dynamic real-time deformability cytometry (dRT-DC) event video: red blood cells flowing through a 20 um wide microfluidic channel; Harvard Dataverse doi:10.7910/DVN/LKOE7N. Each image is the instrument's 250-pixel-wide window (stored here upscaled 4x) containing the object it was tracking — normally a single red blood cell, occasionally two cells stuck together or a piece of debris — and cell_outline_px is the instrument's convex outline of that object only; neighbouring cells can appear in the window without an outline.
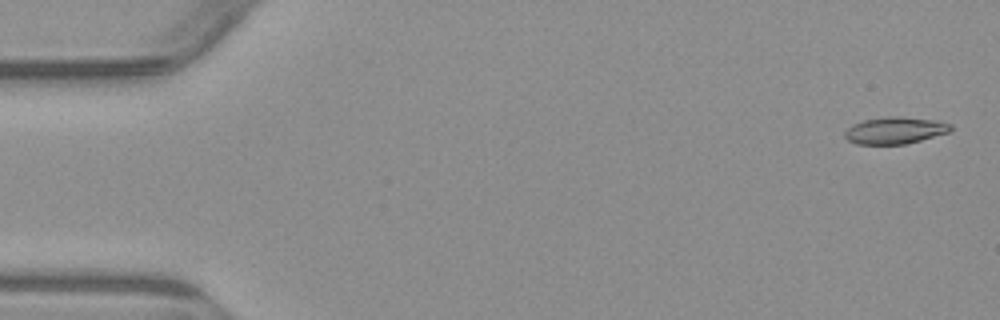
{"species": "common noctule bat (a hibernating species)", "species_latin": "Nyctalus noctula", "temperature_condition": "warm", "stored_images_in_passage": 7, "camera_frame_rate_fps": 3000, "um_per_image_px": 0.085, "animal": {"sex": "male", "body_mass_g": 23.1, "forearm_length_mm": 52.7}, "frame": {"image": 1, "passage_image": 1, "time_ms": 0.0, "image_size_px": [1000, 320], "cell_outline_px": [[952, 128], [948, 132], [920, 140], [904, 144], [856, 144], [848, 140], [844, 136], [844, 132], [852, 124], [864, 120], [888, 116], [900, 116], [936, 120], [952, 124]], "centroid_in_image_um": [76.06, 11.07], "position_along_channel_um": 8.9, "area_um2": 16.53}}
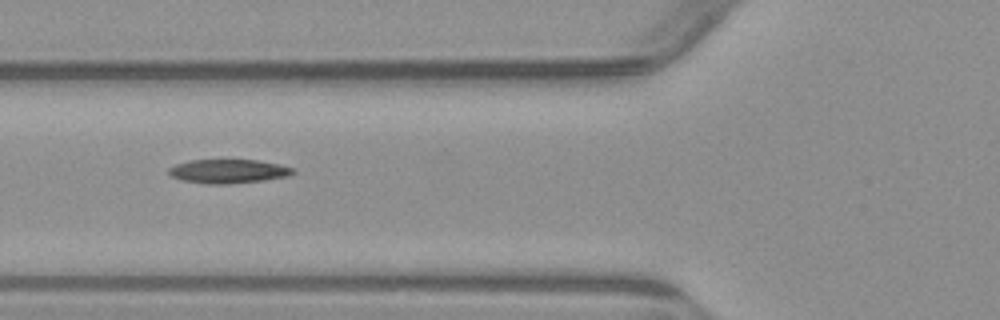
{"frame": {"image": 2, "passage_image": 5, "time_ms": 6.0, "image_size_px": [1000, 320], "cell_outline_px": [[296, 172], [288, 176], [264, 180], [224, 184], [208, 184], [180, 180], [172, 176], [168, 172], [168, 168], [176, 164], [192, 160], [256, 160], [280, 164], [292, 168]], "centroid_in_image_um": [19.4, 14.56], "position_along_channel_um": 106.4, "area_um2": 17.22}}
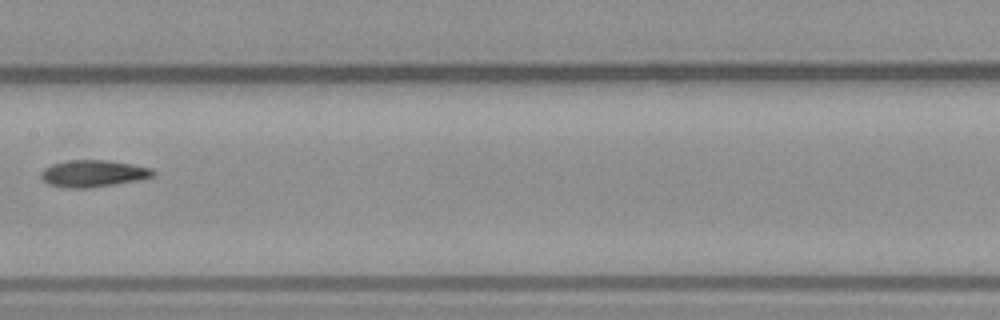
{"frame": {"image": 3, "passage_image": 7, "time_ms": 8.333, "image_size_px": [1000, 320], "cell_outline_px": [[156, 172], [152, 176], [140, 180], [88, 188], [64, 188], [48, 184], [40, 176], [40, 172], [44, 168], [52, 164], [68, 160], [108, 160], [132, 164], [152, 168]], "centroid_in_image_um": [7.91, 14.75], "position_along_channel_um": 199.5, "area_um2": 17.63}}